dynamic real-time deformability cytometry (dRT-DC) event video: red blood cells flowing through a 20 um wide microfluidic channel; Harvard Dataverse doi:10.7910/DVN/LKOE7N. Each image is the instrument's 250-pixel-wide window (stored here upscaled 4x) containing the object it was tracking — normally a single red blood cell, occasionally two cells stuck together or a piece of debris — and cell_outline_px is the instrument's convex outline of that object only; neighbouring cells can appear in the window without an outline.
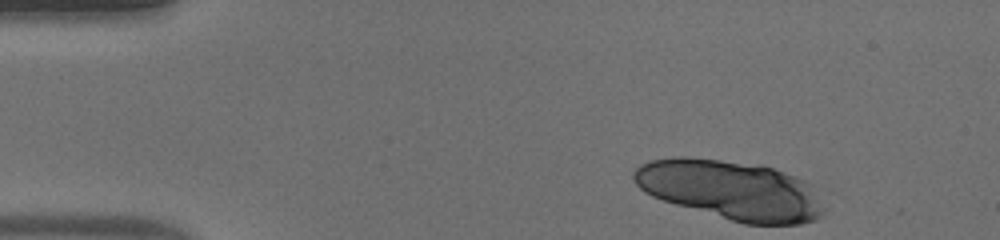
{"species": "human", "species_latin": "Homo sapiens", "temperature_condition": "warm", "stored_images_in_passage": 23, "camera_frame_rate_fps": 3000, "um_per_image_px": 0.085, "donor": {"sex": "male"}, "frame": {"image": 1, "passage_image": 1, "time_ms": 0.0, "image_size_px": [1000, 240], "cell_outline_px": [[824, 216], [816, 220], [800, 224], [744, 224], [676, 204], [652, 196], [644, 192], [632, 180], [632, 172], [640, 164], [652, 160], [680, 156], [684, 156], [760, 164], [796, 176], [812, 184], [824, 212]], "centroid_in_image_um": [62.12, 16.14], "position_along_channel_um": 22.9, "area_um2": 65.78}}
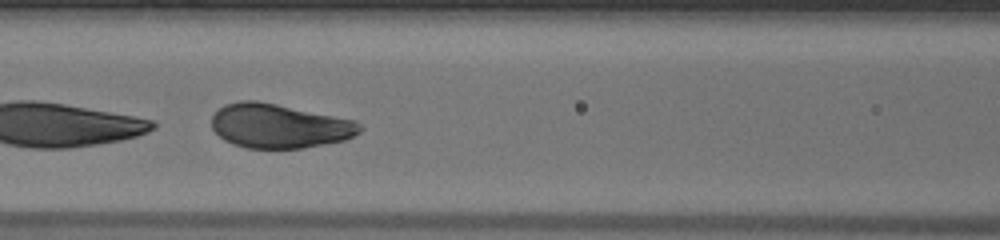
{"frame": {"image": 2, "passage_image": 18, "time_ms": 5.667, "image_size_px": [1000, 240], "cell_outline_px": [[364, 128], [360, 132], [344, 140], [304, 148], [244, 148], [232, 144], [224, 140], [212, 128], [212, 116], [224, 104], [240, 100], [256, 100], [356, 120]], "centroid_in_image_um": [23.73, 10.71], "position_along_channel_um": 142.9, "area_um2": 38.21}}